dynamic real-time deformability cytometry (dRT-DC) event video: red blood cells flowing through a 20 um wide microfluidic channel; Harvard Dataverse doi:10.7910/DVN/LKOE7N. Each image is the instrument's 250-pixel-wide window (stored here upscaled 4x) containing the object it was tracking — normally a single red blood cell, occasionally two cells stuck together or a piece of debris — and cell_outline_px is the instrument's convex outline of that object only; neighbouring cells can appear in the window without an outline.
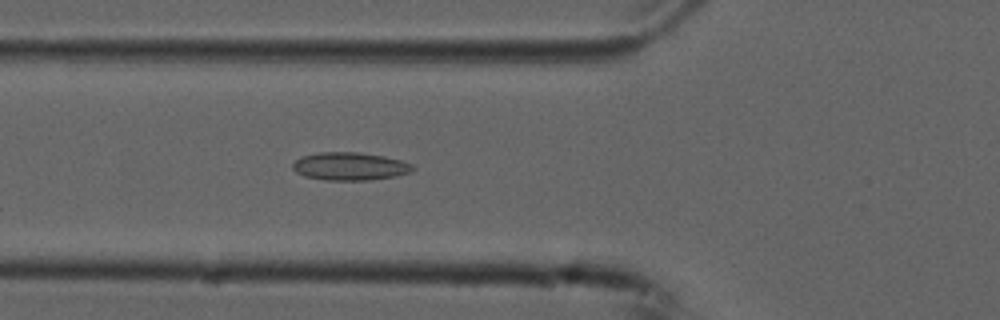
{"species": "common noctule bat (a hibernating species)", "species_latin": "Nyctalus noctula", "temperature_condition": "cold", "stored_images_in_passage": 46, "camera_frame_rate_fps": 3000, "um_per_image_px": 0.085, "animal": {"sex": "male", "forearm_length_mm": 52.5}, "frame": {"image": 1, "passage_image": 11, "time_ms": 3.333, "image_size_px": [1000, 320], "cell_outline_px": [[416, 168], [412, 172], [396, 176], [368, 180], [324, 180], [304, 176], [296, 172], [292, 168], [292, 164], [300, 156], [320, 152], [360, 152], [384, 156], [400, 160], [412, 164]], "centroid_in_image_um": [29.74, 14.13], "position_along_channel_um": 96.1, "area_um2": 19.71}}
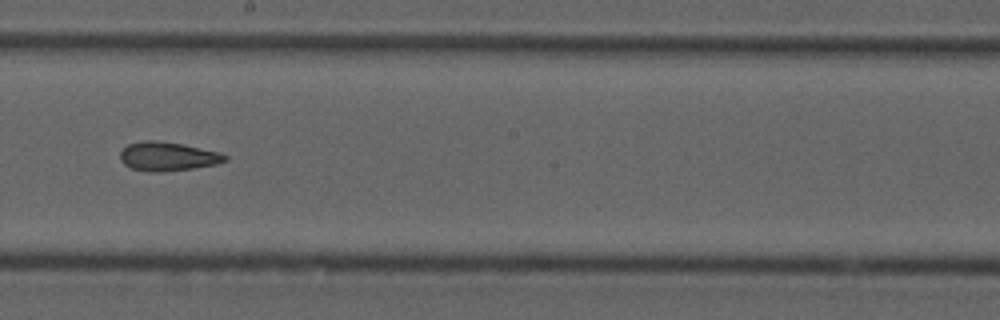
{"frame": {"image": 2, "passage_image": 22, "time_ms": 7.0, "image_size_px": [1000, 320], "cell_outline_px": [[228, 160], [216, 164], [192, 168], [160, 172], [148, 172], [132, 168], [124, 164], [120, 160], [120, 152], [128, 144], [144, 140], [156, 140], [180, 144], [220, 152], [228, 156]], "centroid_in_image_um": [14.24, 13.3], "position_along_channel_um": 234.0, "area_um2": 17.57}}
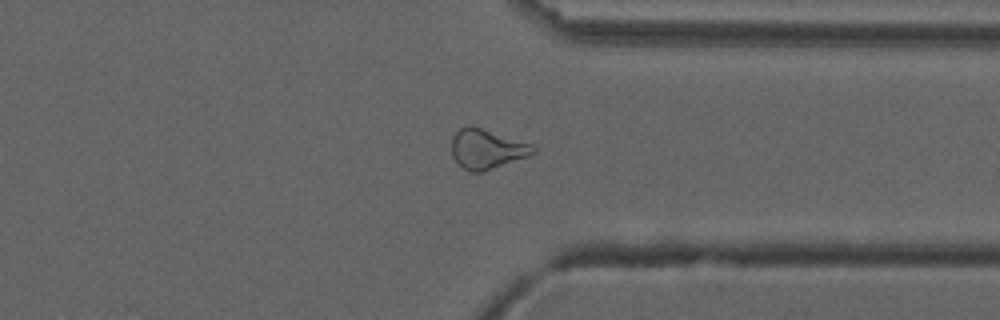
{"frame": {"image": 3, "passage_image": 33, "time_ms": 10.667, "image_size_px": [1000, 320], "cell_outline_px": [[536, 152], [528, 156], [484, 172], [468, 172], [452, 156], [452, 136], [460, 128], [468, 124], [472, 124], [532, 144], [536, 148]], "centroid_in_image_um": [41.38, 12.65], "position_along_channel_um": 370.0, "area_um2": 19.07}, "authors_computed_cell_mechanics": {"area_um2": 18.6405, "velocity_mm_per_s": 3.7518, "shape_relaxation_time_tau1_ms": null, "shape_relaxation_time_tau2_ms": 3.7975, "deformation_change_tau1": null, "deformation_change_tau2": 0.1201}}